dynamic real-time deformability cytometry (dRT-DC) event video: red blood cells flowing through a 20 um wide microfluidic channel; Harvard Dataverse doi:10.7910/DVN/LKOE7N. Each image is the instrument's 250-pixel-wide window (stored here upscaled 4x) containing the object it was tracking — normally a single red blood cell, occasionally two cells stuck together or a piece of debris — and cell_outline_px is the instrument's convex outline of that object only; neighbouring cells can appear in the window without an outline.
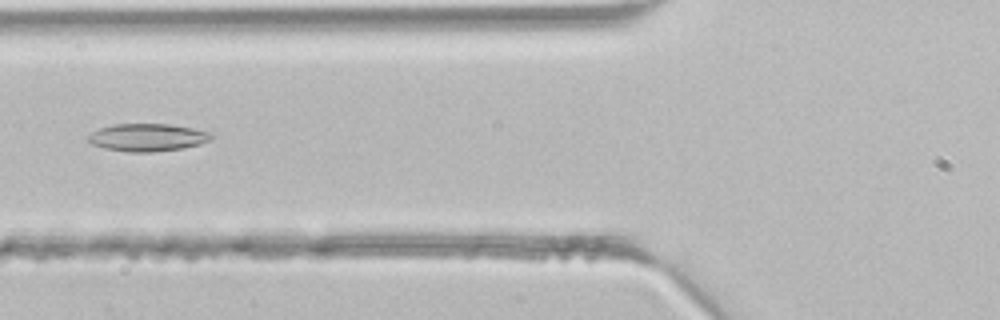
{"species": "common noctule bat (a hibernating species)", "species_latin": "Nyctalus noctula", "temperature_condition": "room temperature", "stored_images_in_passage": 32, "camera_frame_rate_fps": 3000, "um_per_image_px": 0.085, "animal": {"sex": "male", "body_mass_g": 21.5, "forearm_length_mm": 52.0}, "frame": {"image": 1, "passage_image": 6, "time_ms": 1.667, "image_size_px": [1000, 320], "cell_outline_px": [[212, 140], [200, 144], [180, 148], [152, 152], [128, 152], [104, 148], [92, 144], [88, 140], [88, 136], [92, 132], [100, 128], [112, 124], [168, 124], [192, 128], [212, 132]], "centroid_in_image_um": [12.54, 11.68], "position_along_channel_um": 113.3, "area_um2": 19.77}}
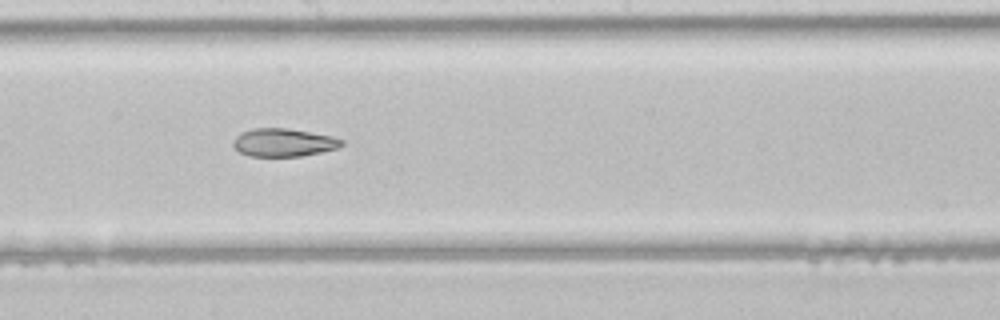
{"frame": {"image": 2, "passage_image": 13, "time_ms": 4.0, "image_size_px": [1000, 320], "cell_outline_px": [[344, 144], [336, 148], [320, 152], [300, 156], [248, 156], [240, 152], [232, 144], [232, 140], [236, 136], [252, 128], [288, 128], [332, 136], [344, 140]], "centroid_in_image_um": [24.09, 12.11], "position_along_channel_um": 224.1, "area_um2": 17.63}}
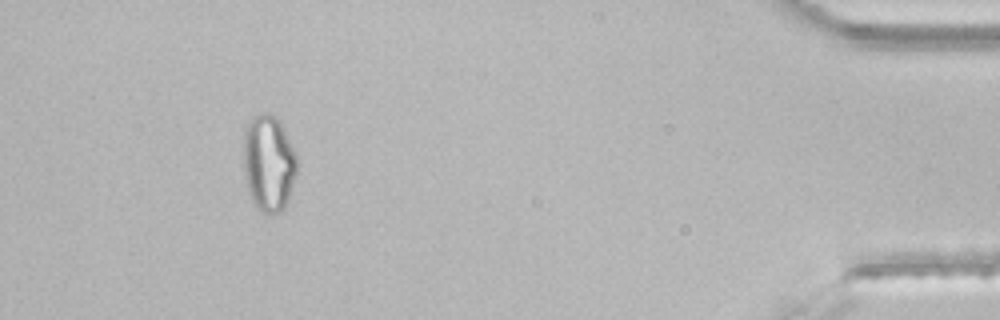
{"frame": {"image": 3, "passage_image": 29, "time_ms": 9.333, "image_size_px": [1000, 320], "cell_outline_px": [[296, 172], [284, 208], [280, 212], [272, 216], [264, 212], [252, 200], [248, 188], [244, 172], [244, 132], [248, 120], [252, 116], [260, 112], [264, 112], [272, 116], [280, 124], [296, 156]], "centroid_in_image_um": [22.8, 13.86], "position_along_channel_um": 412.4, "area_um2": 29.36}}